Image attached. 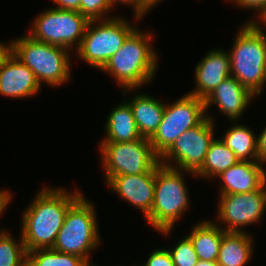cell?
<instances>
[{"instance_id":"1","label":"cell","mask_w":266,"mask_h":266,"mask_svg":"<svg viewBox=\"0 0 266 266\" xmlns=\"http://www.w3.org/2000/svg\"><path fill=\"white\" fill-rule=\"evenodd\" d=\"M22 213L21 235L27 252L53 248L68 209L83 195L78 188H42Z\"/></svg>"},{"instance_id":"2","label":"cell","mask_w":266,"mask_h":266,"mask_svg":"<svg viewBox=\"0 0 266 266\" xmlns=\"http://www.w3.org/2000/svg\"><path fill=\"white\" fill-rule=\"evenodd\" d=\"M153 36L149 31L146 33L136 28L101 68V71L115 78L122 87L123 96H126L127 91H136L153 80L159 56L151 45Z\"/></svg>"},{"instance_id":"3","label":"cell","mask_w":266,"mask_h":266,"mask_svg":"<svg viewBox=\"0 0 266 266\" xmlns=\"http://www.w3.org/2000/svg\"><path fill=\"white\" fill-rule=\"evenodd\" d=\"M184 172L195 177L192 172L168 167L159 161L156 163L154 202L145 219L153 229L166 236L190 206Z\"/></svg>"},{"instance_id":"4","label":"cell","mask_w":266,"mask_h":266,"mask_svg":"<svg viewBox=\"0 0 266 266\" xmlns=\"http://www.w3.org/2000/svg\"><path fill=\"white\" fill-rule=\"evenodd\" d=\"M236 34L231 50H227L231 76L260 96L266 84V34L247 21Z\"/></svg>"},{"instance_id":"5","label":"cell","mask_w":266,"mask_h":266,"mask_svg":"<svg viewBox=\"0 0 266 266\" xmlns=\"http://www.w3.org/2000/svg\"><path fill=\"white\" fill-rule=\"evenodd\" d=\"M9 43L10 51L35 74L41 86L42 82L51 87L68 82L71 77L68 49L37 41L28 34Z\"/></svg>"},{"instance_id":"6","label":"cell","mask_w":266,"mask_h":266,"mask_svg":"<svg viewBox=\"0 0 266 266\" xmlns=\"http://www.w3.org/2000/svg\"><path fill=\"white\" fill-rule=\"evenodd\" d=\"M82 195L69 209L58 232L53 250L85 259L91 266L90 252L100 246L95 206Z\"/></svg>"},{"instance_id":"7","label":"cell","mask_w":266,"mask_h":266,"mask_svg":"<svg viewBox=\"0 0 266 266\" xmlns=\"http://www.w3.org/2000/svg\"><path fill=\"white\" fill-rule=\"evenodd\" d=\"M136 28L118 15L109 19L90 20L82 42L74 52L88 65L101 69Z\"/></svg>"},{"instance_id":"8","label":"cell","mask_w":266,"mask_h":266,"mask_svg":"<svg viewBox=\"0 0 266 266\" xmlns=\"http://www.w3.org/2000/svg\"><path fill=\"white\" fill-rule=\"evenodd\" d=\"M206 117L204 99L189 93L172 103H165L162 121L149 139L154 153L160 158L177 138Z\"/></svg>"},{"instance_id":"9","label":"cell","mask_w":266,"mask_h":266,"mask_svg":"<svg viewBox=\"0 0 266 266\" xmlns=\"http://www.w3.org/2000/svg\"><path fill=\"white\" fill-rule=\"evenodd\" d=\"M89 19L79 11L50 8L32 21L29 36L33 39L75 51L79 48ZM34 22V23H33Z\"/></svg>"},{"instance_id":"10","label":"cell","mask_w":266,"mask_h":266,"mask_svg":"<svg viewBox=\"0 0 266 266\" xmlns=\"http://www.w3.org/2000/svg\"><path fill=\"white\" fill-rule=\"evenodd\" d=\"M99 147L106 184L114 176L148 172L159 161L146 138L125 143L101 142Z\"/></svg>"},{"instance_id":"11","label":"cell","mask_w":266,"mask_h":266,"mask_svg":"<svg viewBox=\"0 0 266 266\" xmlns=\"http://www.w3.org/2000/svg\"><path fill=\"white\" fill-rule=\"evenodd\" d=\"M206 116L199 125L188 129L175 140L159 158L161 164L192 173L202 166L215 136L213 133L215 121L208 113Z\"/></svg>"},{"instance_id":"12","label":"cell","mask_w":266,"mask_h":266,"mask_svg":"<svg viewBox=\"0 0 266 266\" xmlns=\"http://www.w3.org/2000/svg\"><path fill=\"white\" fill-rule=\"evenodd\" d=\"M216 224L225 232L243 233V227L256 224L266 210V183L258 190L243 194H219ZM223 222V223H222ZM242 228V229H241Z\"/></svg>"},{"instance_id":"13","label":"cell","mask_w":266,"mask_h":266,"mask_svg":"<svg viewBox=\"0 0 266 266\" xmlns=\"http://www.w3.org/2000/svg\"><path fill=\"white\" fill-rule=\"evenodd\" d=\"M156 164L145 173L114 176L106 185L147 217L155 195Z\"/></svg>"},{"instance_id":"14","label":"cell","mask_w":266,"mask_h":266,"mask_svg":"<svg viewBox=\"0 0 266 266\" xmlns=\"http://www.w3.org/2000/svg\"><path fill=\"white\" fill-rule=\"evenodd\" d=\"M35 74L10 51L0 63V95L24 99L41 90Z\"/></svg>"},{"instance_id":"15","label":"cell","mask_w":266,"mask_h":266,"mask_svg":"<svg viewBox=\"0 0 266 266\" xmlns=\"http://www.w3.org/2000/svg\"><path fill=\"white\" fill-rule=\"evenodd\" d=\"M255 97L238 80L230 76L204 99L205 111L208 112L209 107L215 104L220 113L227 116L231 122H235L242 117Z\"/></svg>"},{"instance_id":"16","label":"cell","mask_w":266,"mask_h":266,"mask_svg":"<svg viewBox=\"0 0 266 266\" xmlns=\"http://www.w3.org/2000/svg\"><path fill=\"white\" fill-rule=\"evenodd\" d=\"M231 76L227 51L212 49L195 67V87L188 93L205 99L222 81Z\"/></svg>"},{"instance_id":"17","label":"cell","mask_w":266,"mask_h":266,"mask_svg":"<svg viewBox=\"0 0 266 266\" xmlns=\"http://www.w3.org/2000/svg\"><path fill=\"white\" fill-rule=\"evenodd\" d=\"M266 167L259 161H238L215 178L221 179L220 194H243L266 183Z\"/></svg>"},{"instance_id":"18","label":"cell","mask_w":266,"mask_h":266,"mask_svg":"<svg viewBox=\"0 0 266 266\" xmlns=\"http://www.w3.org/2000/svg\"><path fill=\"white\" fill-rule=\"evenodd\" d=\"M133 112L134 120L142 138L150 139L162 121L165 102L148 94L136 93L130 101L126 100Z\"/></svg>"},{"instance_id":"19","label":"cell","mask_w":266,"mask_h":266,"mask_svg":"<svg viewBox=\"0 0 266 266\" xmlns=\"http://www.w3.org/2000/svg\"><path fill=\"white\" fill-rule=\"evenodd\" d=\"M105 122V136L101 142H133L142 139L132 109L127 101L110 111Z\"/></svg>"},{"instance_id":"20","label":"cell","mask_w":266,"mask_h":266,"mask_svg":"<svg viewBox=\"0 0 266 266\" xmlns=\"http://www.w3.org/2000/svg\"><path fill=\"white\" fill-rule=\"evenodd\" d=\"M219 225L214 220H203L187 235L199 260L217 262L222 236L226 233Z\"/></svg>"},{"instance_id":"21","label":"cell","mask_w":266,"mask_h":266,"mask_svg":"<svg viewBox=\"0 0 266 266\" xmlns=\"http://www.w3.org/2000/svg\"><path fill=\"white\" fill-rule=\"evenodd\" d=\"M248 232H226L222 236L217 264L219 266H246L253 256V239Z\"/></svg>"},{"instance_id":"22","label":"cell","mask_w":266,"mask_h":266,"mask_svg":"<svg viewBox=\"0 0 266 266\" xmlns=\"http://www.w3.org/2000/svg\"><path fill=\"white\" fill-rule=\"evenodd\" d=\"M232 123L230 129L225 130L223 143L234 152L239 161H259L257 135L245 124Z\"/></svg>"},{"instance_id":"23","label":"cell","mask_w":266,"mask_h":266,"mask_svg":"<svg viewBox=\"0 0 266 266\" xmlns=\"http://www.w3.org/2000/svg\"><path fill=\"white\" fill-rule=\"evenodd\" d=\"M238 161L234 152L220 138L216 137L209 146L202 166L194 174L195 177L210 180L235 165Z\"/></svg>"},{"instance_id":"24","label":"cell","mask_w":266,"mask_h":266,"mask_svg":"<svg viewBox=\"0 0 266 266\" xmlns=\"http://www.w3.org/2000/svg\"><path fill=\"white\" fill-rule=\"evenodd\" d=\"M27 266H91L85 259L47 249H36L27 252ZM96 266V265H95Z\"/></svg>"},{"instance_id":"25","label":"cell","mask_w":266,"mask_h":266,"mask_svg":"<svg viewBox=\"0 0 266 266\" xmlns=\"http://www.w3.org/2000/svg\"><path fill=\"white\" fill-rule=\"evenodd\" d=\"M13 237L0 229V266H27V250L22 235L20 240Z\"/></svg>"},{"instance_id":"26","label":"cell","mask_w":266,"mask_h":266,"mask_svg":"<svg viewBox=\"0 0 266 266\" xmlns=\"http://www.w3.org/2000/svg\"><path fill=\"white\" fill-rule=\"evenodd\" d=\"M168 251L175 266H195L199 261L193 244L187 235L179 240L173 248H168Z\"/></svg>"},{"instance_id":"27","label":"cell","mask_w":266,"mask_h":266,"mask_svg":"<svg viewBox=\"0 0 266 266\" xmlns=\"http://www.w3.org/2000/svg\"><path fill=\"white\" fill-rule=\"evenodd\" d=\"M109 0H80V13L89 20L109 19L115 16H109L112 11ZM107 15V16H106Z\"/></svg>"},{"instance_id":"28","label":"cell","mask_w":266,"mask_h":266,"mask_svg":"<svg viewBox=\"0 0 266 266\" xmlns=\"http://www.w3.org/2000/svg\"><path fill=\"white\" fill-rule=\"evenodd\" d=\"M142 266H175L172 257L166 248H157L149 255Z\"/></svg>"},{"instance_id":"29","label":"cell","mask_w":266,"mask_h":266,"mask_svg":"<svg viewBox=\"0 0 266 266\" xmlns=\"http://www.w3.org/2000/svg\"><path fill=\"white\" fill-rule=\"evenodd\" d=\"M237 4L239 8L257 10L258 15L266 8V0H228Z\"/></svg>"},{"instance_id":"30","label":"cell","mask_w":266,"mask_h":266,"mask_svg":"<svg viewBox=\"0 0 266 266\" xmlns=\"http://www.w3.org/2000/svg\"><path fill=\"white\" fill-rule=\"evenodd\" d=\"M163 0H137V17H143L150 12L151 8L156 7V5Z\"/></svg>"},{"instance_id":"31","label":"cell","mask_w":266,"mask_h":266,"mask_svg":"<svg viewBox=\"0 0 266 266\" xmlns=\"http://www.w3.org/2000/svg\"><path fill=\"white\" fill-rule=\"evenodd\" d=\"M259 162L265 166L266 163V127L257 136Z\"/></svg>"},{"instance_id":"32","label":"cell","mask_w":266,"mask_h":266,"mask_svg":"<svg viewBox=\"0 0 266 266\" xmlns=\"http://www.w3.org/2000/svg\"><path fill=\"white\" fill-rule=\"evenodd\" d=\"M57 6L55 8L62 10H72L80 12V0H52Z\"/></svg>"},{"instance_id":"33","label":"cell","mask_w":266,"mask_h":266,"mask_svg":"<svg viewBox=\"0 0 266 266\" xmlns=\"http://www.w3.org/2000/svg\"><path fill=\"white\" fill-rule=\"evenodd\" d=\"M110 2V5L112 6V8H114L113 6L117 5V4H123V5H128V6H132V10L134 11L133 14H134V19L136 21L138 20H141L142 18L140 17H137V0H109Z\"/></svg>"},{"instance_id":"34","label":"cell","mask_w":266,"mask_h":266,"mask_svg":"<svg viewBox=\"0 0 266 266\" xmlns=\"http://www.w3.org/2000/svg\"><path fill=\"white\" fill-rule=\"evenodd\" d=\"M12 194L7 190H0V217L4 213L5 209L7 208V205L9 206Z\"/></svg>"},{"instance_id":"35","label":"cell","mask_w":266,"mask_h":266,"mask_svg":"<svg viewBox=\"0 0 266 266\" xmlns=\"http://www.w3.org/2000/svg\"><path fill=\"white\" fill-rule=\"evenodd\" d=\"M248 22H252L260 31L266 34V8L257 16V19L254 18ZM265 29V31H264Z\"/></svg>"},{"instance_id":"36","label":"cell","mask_w":266,"mask_h":266,"mask_svg":"<svg viewBox=\"0 0 266 266\" xmlns=\"http://www.w3.org/2000/svg\"><path fill=\"white\" fill-rule=\"evenodd\" d=\"M10 52V43H2L0 41V63L3 60V58Z\"/></svg>"},{"instance_id":"37","label":"cell","mask_w":266,"mask_h":266,"mask_svg":"<svg viewBox=\"0 0 266 266\" xmlns=\"http://www.w3.org/2000/svg\"><path fill=\"white\" fill-rule=\"evenodd\" d=\"M195 266H219L217 262H208L199 260L198 263Z\"/></svg>"}]
</instances>
